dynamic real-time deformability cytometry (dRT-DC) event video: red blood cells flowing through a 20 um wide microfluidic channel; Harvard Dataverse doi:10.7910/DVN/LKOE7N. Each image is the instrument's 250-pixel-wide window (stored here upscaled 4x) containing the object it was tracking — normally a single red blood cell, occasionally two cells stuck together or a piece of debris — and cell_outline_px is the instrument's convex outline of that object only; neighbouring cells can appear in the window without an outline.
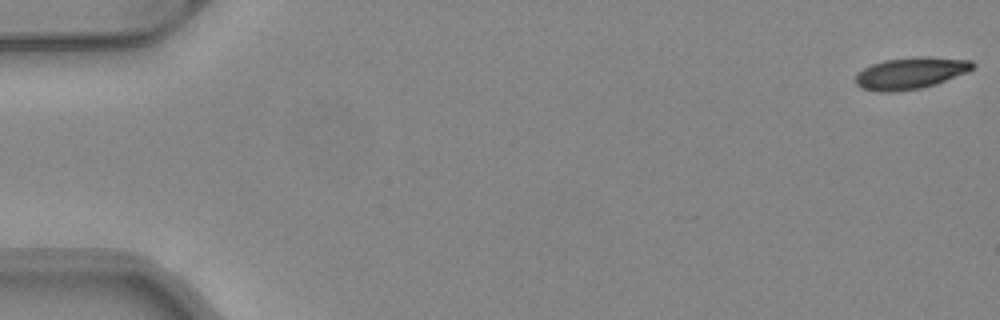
{"species": "common noctule bat (a hibernating species)", "species_latin": "Nyctalus noctula", "temperature_condition": "warm", "stored_images_in_passage": 12, "camera_frame_rate_fps": 3000, "um_per_image_px": 0.085, "animal": {"sex": "female", "body_mass_g": 24.6, "forearm_length_mm": 56.2}, "frame": {"image": 1, "passage_image": 1, "time_ms": 0.0, "image_size_px": [1000, 320], "cell_outline_px": [[976, 64], [968, 72], [936, 84], [920, 88], [896, 92], [880, 92], [860, 88], [856, 84], [856, 72], [872, 64], [884, 60], [916, 56], [928, 56], [972, 60]], "centroid_in_image_um": [77.4, 6.21], "position_along_channel_um": 7.6, "area_um2": 21.91}}